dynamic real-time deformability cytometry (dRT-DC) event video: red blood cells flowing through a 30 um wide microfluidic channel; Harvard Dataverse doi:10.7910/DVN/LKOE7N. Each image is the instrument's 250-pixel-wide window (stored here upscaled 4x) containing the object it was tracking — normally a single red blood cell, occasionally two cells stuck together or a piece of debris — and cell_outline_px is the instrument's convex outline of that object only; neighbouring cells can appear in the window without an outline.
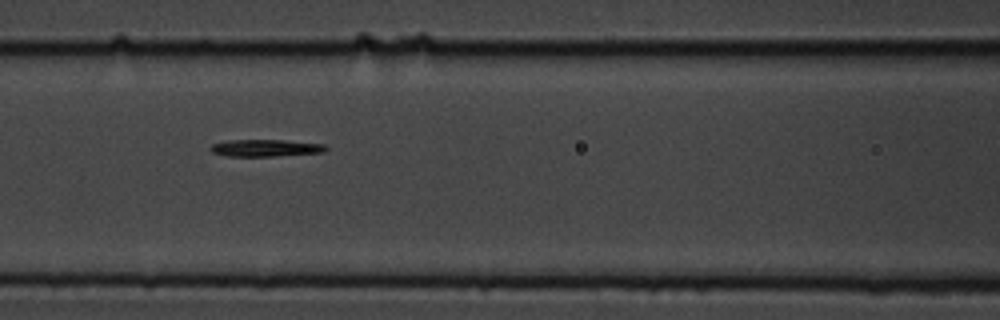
{"species": "common noctule bat (a hibernating species)", "species_latin": "Nyctalus noctula", "temperature_condition": "cold", "stored_images_in_passage": 11, "camera_frame_rate_fps": 3000, "um_per_image_px": 0.085, "animal": {"sex": "male", "body_mass_g": 19.5, "forearm_length_mm": 54.6}, "frame": {"image": 1, "passage_image": 10, "time_ms": 3.0, "image_size_px": [1000, 320], "cell_outline_px": [[328, 148], [324, 152], [276, 156], [224, 156], [212, 152], [208, 148], [212, 144], [228, 140], [284, 140], [324, 144]], "centroid_in_image_um": [22.55, 12.58], "position_along_channel_um": 144.1, "area_um2": 11.5}}
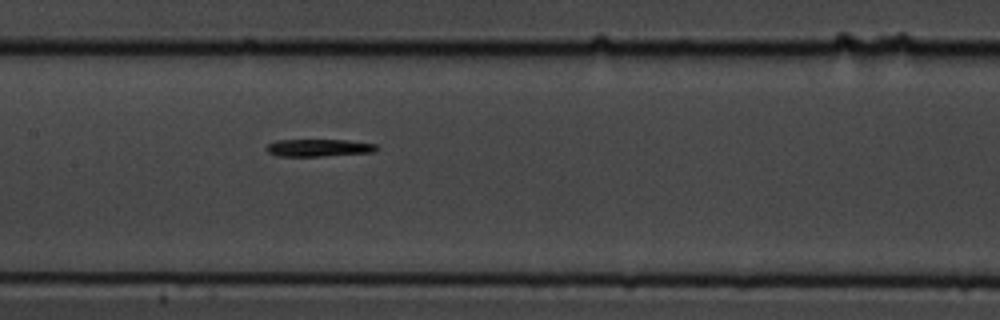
{"frame": {"image": 2, "passage_image": 11, "time_ms": 3.333, "image_size_px": [1000, 320], "cell_outline_px": [[380, 148], [376, 152], [324, 156], [276, 156], [268, 152], [264, 148], [268, 144], [276, 140], [348, 140], [376, 144]], "centroid_in_image_um": [27.12, 12.56], "position_along_channel_um": 180.3, "area_um2": 11.33}}